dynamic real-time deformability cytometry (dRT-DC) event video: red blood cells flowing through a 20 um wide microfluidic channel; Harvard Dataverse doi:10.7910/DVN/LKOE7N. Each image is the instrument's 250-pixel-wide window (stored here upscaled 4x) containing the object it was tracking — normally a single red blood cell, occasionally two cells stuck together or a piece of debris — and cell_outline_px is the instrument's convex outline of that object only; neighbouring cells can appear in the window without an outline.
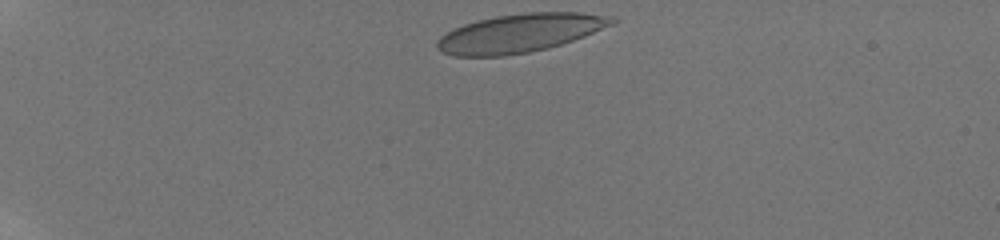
{"species": "human", "species_latin": "Homo sapiens", "temperature_condition": "room temperature", "stored_images_in_passage": 39, "camera_frame_rate_fps": 3000, "um_per_image_px": 0.085, "donor": {"sex": "male"}, "frame": {"image": 1, "passage_image": 1, "time_ms": 0.0, "image_size_px": [1000, 240], "cell_outline_px": [[620, 20], [616, 24], [584, 36], [548, 48], [528, 52], [504, 56], [456, 56], [444, 52], [436, 48], [436, 40], [440, 36], [452, 28], [476, 20], [496, 16], [524, 12], [580, 12], [616, 16]], "centroid_in_image_um": [44.23, 2.79], "position_along_channel_um": 40.8, "area_um2": 39.59}}
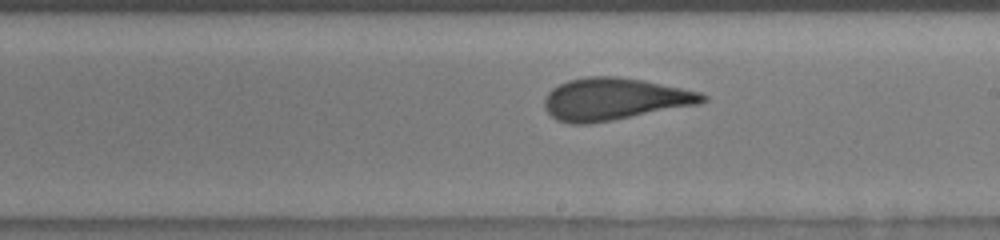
{"frame": {"image": 2, "passage_image": 21, "time_ms": 7.0, "image_size_px": [1000, 240], "cell_outline_px": [[708, 100], [700, 104], [612, 120], [588, 124], [572, 124], [556, 120], [544, 108], [544, 100], [548, 92], [552, 88], [568, 80], [588, 76], [616, 76], [644, 80], [700, 92], [708, 96]], "centroid_in_image_um": [52.22, 8.42], "position_along_channel_um": 236.8, "area_um2": 38.84}}
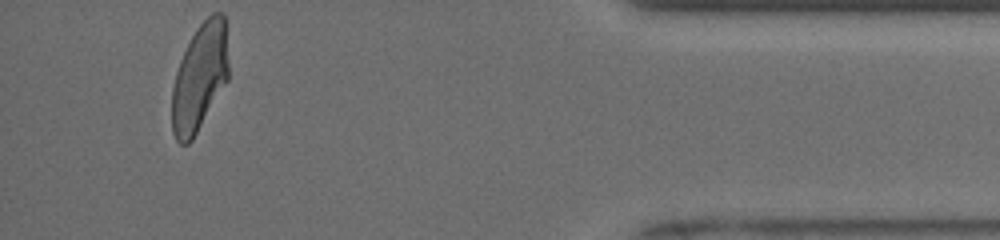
{"frame": {"image": 3, "passage_image": 38, "time_ms": 12.667, "image_size_px": [1000, 240], "cell_outline_px": [[228, 80], [192, 140], [188, 144], [180, 144], [176, 140], [172, 132], [172, 88], [176, 72], [180, 60], [196, 28], [212, 12], [224, 12], [228, 64]], "centroid_in_image_um": [16.97, 6.58], "position_along_channel_um": 418.2, "area_um2": 35.32}, "authors_computed_cell_mechanics": {"area_um2": 38.2636, "velocity_mm_per_s": 3.9213, "shape_relaxation_time_tau1_ms": null, "shape_relaxation_time_tau2_ms": 0.9371, "deformation_change_tau1": null, "deformation_change_tau2": 0.0702}}